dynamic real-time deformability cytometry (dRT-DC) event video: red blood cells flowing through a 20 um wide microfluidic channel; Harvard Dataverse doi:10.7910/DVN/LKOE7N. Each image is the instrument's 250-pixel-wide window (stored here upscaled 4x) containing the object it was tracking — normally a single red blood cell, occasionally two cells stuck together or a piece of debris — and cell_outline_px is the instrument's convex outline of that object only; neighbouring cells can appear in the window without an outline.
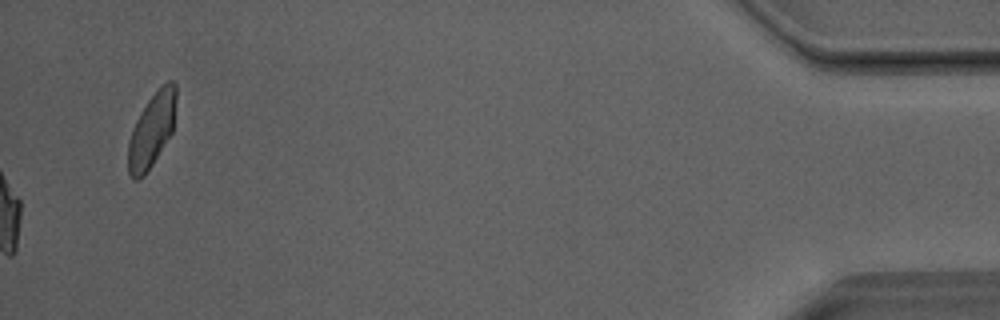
{"species": "Egyptian fruit bat (a non-hibernating species)", "species_latin": "Rousettus aegyptiacus", "temperature_condition": "room temperature", "stored_images_in_passage": 52, "camera_frame_rate_fps": 3000, "um_per_image_px": 0.085, "animal": {"sex": "male"}, "frame": {"image": 1, "passage_image": 52, "time_ms": 17.0, "image_size_px": [1000, 320], "cell_outline_px": [[176, 96], [172, 132], [152, 164], [144, 176], [136, 180], [132, 180], [128, 172], [128, 140], [132, 128], [140, 112], [148, 100], [160, 84], [168, 80], [172, 80], [176, 84]], "centroid_in_image_um": [12.88, 11.03], "position_along_channel_um": 422.3, "area_um2": 20.75}, "authors_computed_cell_mechanics": {"area_um2": 24.3627, "velocity_mm_per_s": 4.0436, "shape_relaxation_time_tau1_ms": 5.8642, "shape_relaxation_time_tau2_ms": 1.7143, "deformation_change_tau1": 0.1707, "deformation_change_tau2": 0.0799}}